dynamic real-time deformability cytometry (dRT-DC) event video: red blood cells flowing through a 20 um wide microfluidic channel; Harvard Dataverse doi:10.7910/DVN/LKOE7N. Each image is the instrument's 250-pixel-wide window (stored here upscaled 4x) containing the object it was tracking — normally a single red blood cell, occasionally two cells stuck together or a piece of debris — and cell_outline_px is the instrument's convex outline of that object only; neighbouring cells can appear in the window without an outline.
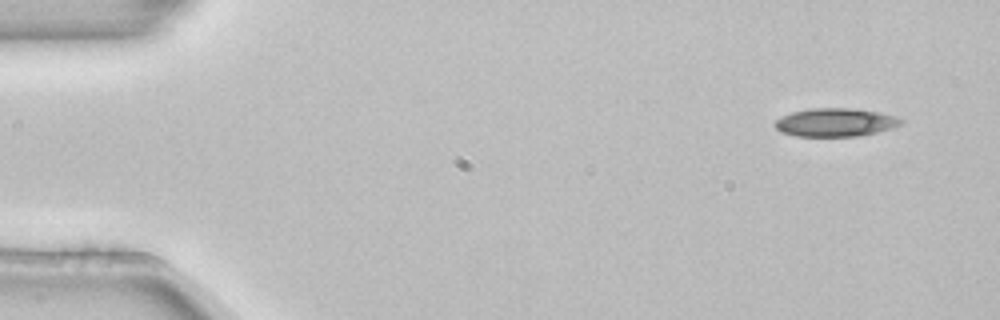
{"species": "common noctule bat (a hibernating species)", "species_latin": "Nyctalus noctula", "temperature_condition": "room temperature", "stored_images_in_passage": 4, "camera_frame_rate_fps": 3000, "um_per_image_px": 0.085, "animal": {"sex": "female", "body_mass_g": 22.7, "forearm_length_mm": 54.2}, "frame": {"image": 1, "passage_image": 1, "time_ms": 0.0, "image_size_px": [1000, 320], "cell_outline_px": [[904, 120], [900, 124], [876, 132], [856, 136], [796, 136], [780, 132], [772, 124], [776, 120], [792, 112], [812, 108], [848, 108], [880, 112], [896, 116]], "centroid_in_image_um": [70.97, 10.4], "position_along_channel_um": 14.0, "area_um2": 20.58}}
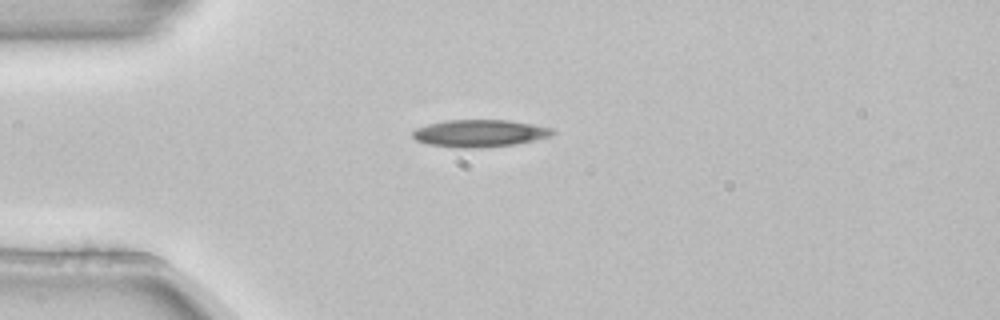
{"frame": {"image": 2, "passage_image": 3, "time_ms": 0.667, "image_size_px": [1000, 320], "cell_outline_px": [[556, 132], [552, 136], [516, 144], [480, 148], [456, 148], [428, 144], [416, 140], [412, 136], [412, 132], [416, 128], [428, 124], [448, 120], [508, 120], [532, 124], [552, 128]], "centroid_in_image_um": [40.78, 11.33], "position_along_channel_um": 44.2, "area_um2": 22.31}}